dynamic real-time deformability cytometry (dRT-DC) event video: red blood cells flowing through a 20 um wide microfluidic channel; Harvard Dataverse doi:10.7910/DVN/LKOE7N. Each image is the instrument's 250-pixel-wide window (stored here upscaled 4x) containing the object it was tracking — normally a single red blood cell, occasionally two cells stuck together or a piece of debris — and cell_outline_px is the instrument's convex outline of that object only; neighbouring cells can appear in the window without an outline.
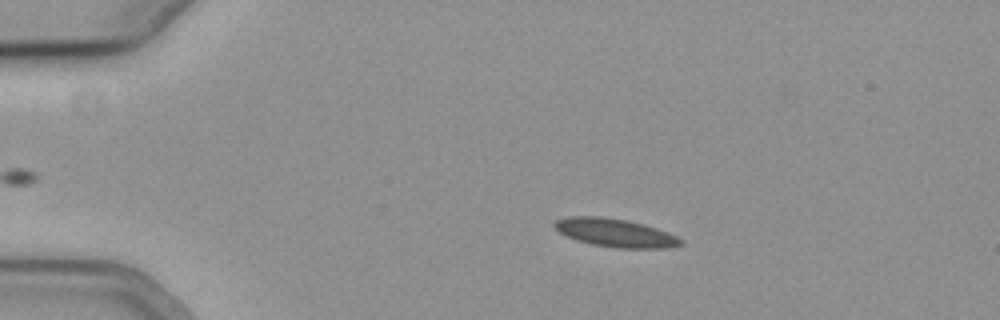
{"species": "common noctule bat (a hibernating species)", "species_latin": "Nyctalus noctula", "temperature_condition": "cold", "stored_images_in_passage": 46, "camera_frame_rate_fps": 3000, "um_per_image_px": 0.085, "animal": {"sex": "female", "body_mass_g": 19.3, "forearm_length_mm": 54.1}, "frame": {"image": 1, "passage_image": 9, "time_ms": 2.667, "image_size_px": [1000, 320], "cell_outline_px": [[684, 244], [668, 248], [616, 248], [592, 244], [576, 240], [560, 232], [552, 224], [556, 220], [568, 216], [604, 216], [628, 220], [644, 224], [668, 232], [684, 240]], "centroid_in_image_um": [52.32, 19.78], "position_along_channel_um": 32.7, "area_um2": 20.92}}
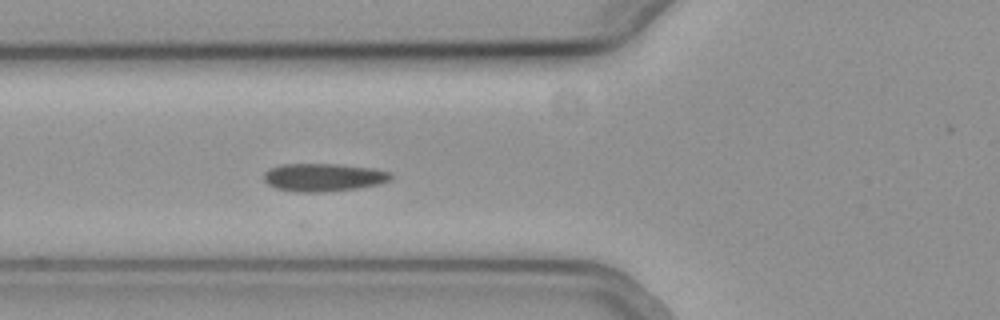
{"frame": {"image": 2, "passage_image": 19, "time_ms": 6.0, "image_size_px": [1000, 320], "cell_outline_px": [[392, 180], [380, 184], [356, 188], [324, 192], [296, 192], [276, 188], [268, 184], [264, 180], [264, 172], [268, 168], [280, 164], [340, 164], [376, 168], [392, 172]], "centroid_in_image_um": [27.52, 15.06], "position_along_channel_um": 98.3, "area_um2": 21.04}}
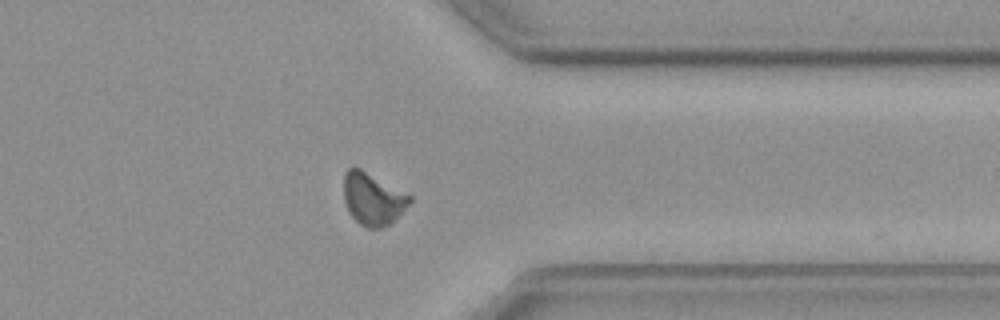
{"frame": {"image": 3, "passage_image": 42, "time_ms": 13.667, "image_size_px": [1000, 320], "cell_outline_px": [[412, 200], [388, 224], [380, 228], [368, 228], [360, 224], [348, 212], [344, 200], [344, 172], [348, 168], [360, 168], [412, 196]], "centroid_in_image_um": [31.65, 16.89], "position_along_channel_um": 379.8, "area_um2": 19.65}, "authors_computed_cell_mechanics": {"area_um2": 20.4034, "velocity_mm_per_s": 3.738, "shape_relaxation_time_tau1_ms": 6.172, "shape_relaxation_time_tau2_ms": null, "deformation_change_tau1": 0.0999, "deformation_change_tau2": null}}